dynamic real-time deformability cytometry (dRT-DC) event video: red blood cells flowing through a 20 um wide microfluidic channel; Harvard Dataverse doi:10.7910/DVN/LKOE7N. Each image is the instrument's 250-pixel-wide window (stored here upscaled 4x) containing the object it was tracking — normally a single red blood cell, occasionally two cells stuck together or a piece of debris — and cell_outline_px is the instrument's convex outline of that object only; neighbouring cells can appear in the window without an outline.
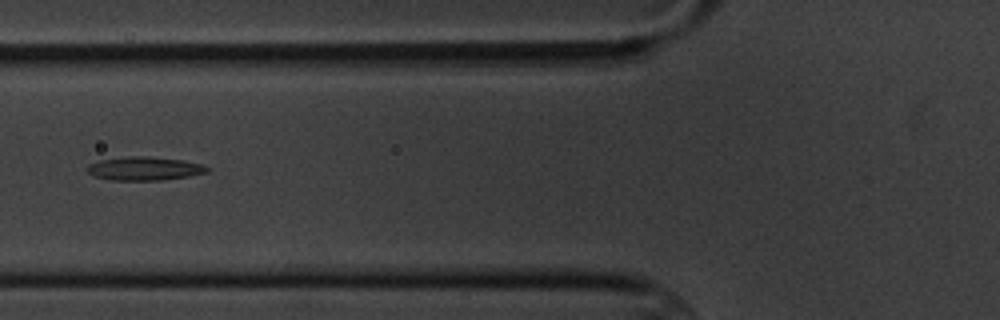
{"species": "common noctule bat (a hibernating species)", "species_latin": "Nyctalus noctula", "temperature_condition": "cold", "stored_images_in_passage": 2, "camera_frame_rate_fps": 3000, "um_per_image_px": 0.085, "animal": {"sex": "male", "body_mass_g": 20.1, "forearm_length_mm": 53.5}, "frame": {"image": 1, "passage_image": 2, "time_ms": 1.333, "image_size_px": [1000, 320], "cell_outline_px": [[208, 172], [188, 176], [160, 180], [112, 180], [96, 176], [88, 172], [88, 164], [100, 160], [128, 156], [148, 156], [184, 160], [204, 164], [208, 168]], "centroid_in_image_um": [12.31, 14.31], "position_along_channel_um": 113.5, "area_um2": 16.36}}